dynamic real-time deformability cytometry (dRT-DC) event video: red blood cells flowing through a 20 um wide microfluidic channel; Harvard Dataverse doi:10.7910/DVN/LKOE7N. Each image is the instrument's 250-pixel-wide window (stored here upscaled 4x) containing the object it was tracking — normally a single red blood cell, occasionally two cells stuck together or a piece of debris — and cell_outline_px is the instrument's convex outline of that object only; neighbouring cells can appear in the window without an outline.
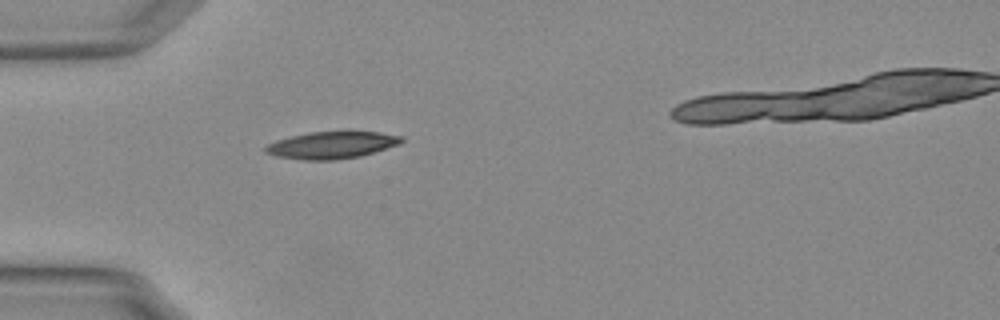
{"species": "Egyptian fruit bat (a non-hibernating species)", "species_latin": "Rousettus aegyptiacus", "temperature_condition": "warm", "stored_images_in_passage": 9, "camera_frame_rate_fps": 3000, "um_per_image_px": 0.085, "animal": {"sex": "female"}, "frame": {"image": 1, "passage_image": 1, "time_ms": 0.0, "image_size_px": [1000, 320], "cell_outline_px": [[404, 140], [400, 144], [360, 156], [336, 160], [304, 160], [276, 156], [264, 152], [264, 148], [268, 144], [276, 140], [308, 132], [348, 128], [380, 132], [404, 136]], "centroid_in_image_um": [28.26, 12.28], "position_along_channel_um": 56.7, "area_um2": 22.43}}